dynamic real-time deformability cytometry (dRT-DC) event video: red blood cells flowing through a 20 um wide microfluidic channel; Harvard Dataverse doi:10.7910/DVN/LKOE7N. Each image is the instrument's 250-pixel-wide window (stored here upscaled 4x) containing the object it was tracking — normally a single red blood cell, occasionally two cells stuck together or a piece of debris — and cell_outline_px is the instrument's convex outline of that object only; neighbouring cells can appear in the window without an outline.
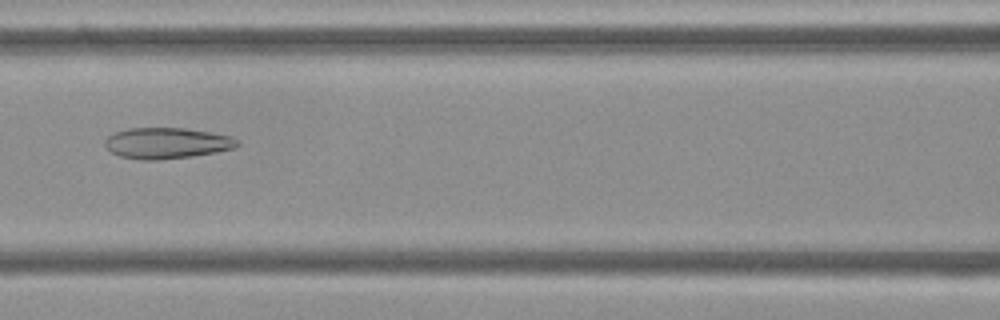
{"species": "Egyptian fruit bat (a non-hibernating species)", "species_latin": "Rousettus aegyptiacus", "temperature_condition": "cold", "stored_images_in_passage": 53, "camera_frame_rate_fps": 3000, "um_per_image_px": 0.085, "frame": {"image": 1, "passage_image": 23, "time_ms": 7.333, "image_size_px": [1000, 320], "cell_outline_px": [[240, 144], [232, 148], [216, 152], [192, 156], [156, 160], [144, 160], [120, 156], [112, 152], [104, 144], [104, 140], [108, 136], [116, 132], [128, 128], [184, 128], [232, 136], [240, 140]], "centroid_in_image_um": [14.19, 12.16], "position_along_channel_um": 152.4, "area_um2": 23.76}}
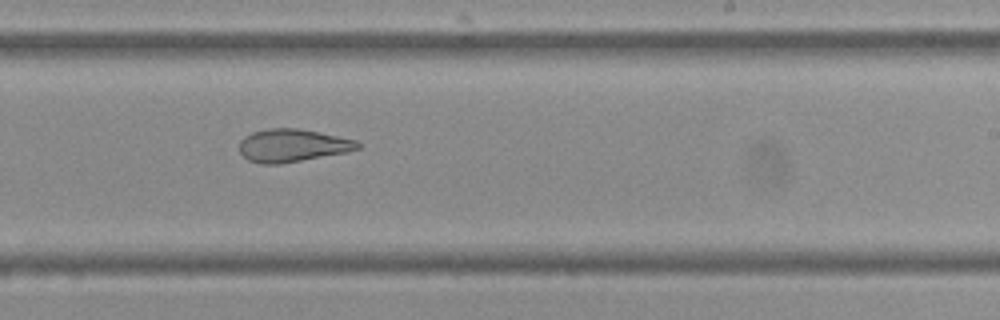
{"frame": {"image": 2, "passage_image": 32, "time_ms": 10.333, "image_size_px": [1000, 320], "cell_outline_px": [[360, 148], [348, 152], [280, 164], [260, 164], [248, 160], [240, 152], [240, 140], [244, 136], [252, 132], [268, 128], [300, 128], [356, 140], [360, 144]], "centroid_in_image_um": [24.84, 12.36], "position_along_channel_um": 264.2, "area_um2": 22.72}}
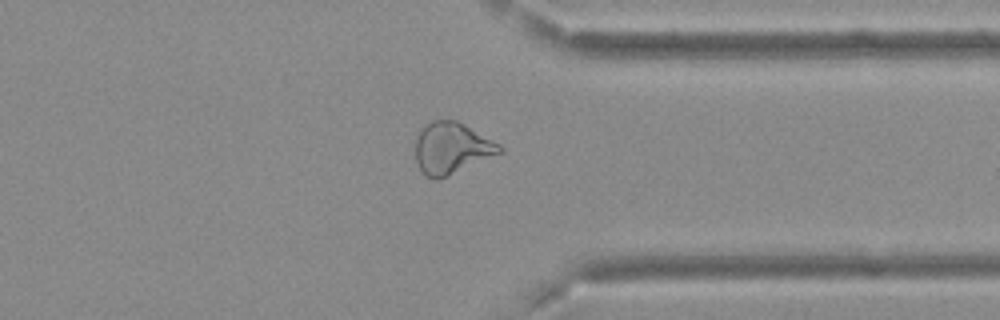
{"frame": {"image": 3, "passage_image": 41, "time_ms": 13.333, "image_size_px": [1000, 320], "cell_outline_px": [[504, 152], [436, 180], [432, 180], [420, 168], [416, 160], [416, 136], [420, 128], [424, 124], [432, 120], [456, 120], [500, 144], [504, 148]], "centroid_in_image_um": [38.38, 12.57], "position_along_channel_um": 373.0, "area_um2": 25.09}, "authors_computed_cell_mechanics": {"area_um2": 27.1082, "velocity_mm_per_s": 3.7324, "shape_relaxation_time_tau1_ms": null, "shape_relaxation_time_tau2_ms": 2.438, "deformation_change_tau1": null, "deformation_change_tau2": 0.1064}}